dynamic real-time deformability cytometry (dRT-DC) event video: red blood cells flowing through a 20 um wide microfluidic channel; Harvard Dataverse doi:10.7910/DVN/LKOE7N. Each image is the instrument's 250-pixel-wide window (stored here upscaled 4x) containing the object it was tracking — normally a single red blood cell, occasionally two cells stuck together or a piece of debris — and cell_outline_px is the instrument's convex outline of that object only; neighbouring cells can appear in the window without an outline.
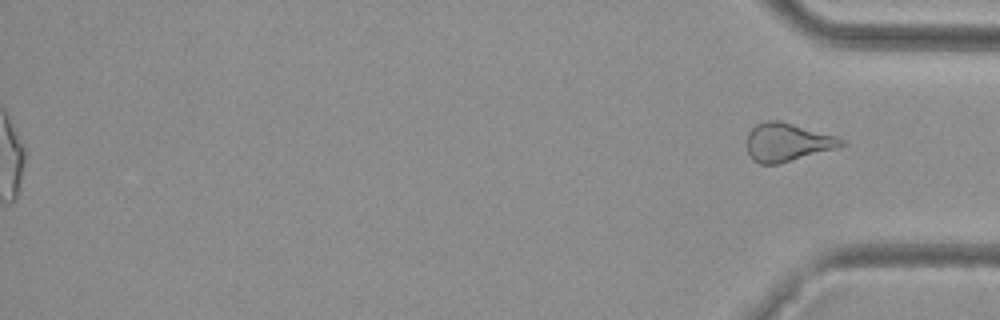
{"species": "common noctule bat (a hibernating species)", "species_latin": "Nyctalus noctula", "temperature_condition": "cold", "stored_images_in_passage": 45, "segment_of_instrument_passage": [2, 2], "camera_frame_rate_fps": 3000, "um_per_image_px": 0.085, "animal": {"sex": "female", "body_mass_g": 29.2, "forearm_length_mm": 56.3}, "frame": {"image": 1, "passage_image": 45, "time_ms": 14.667, "image_size_px": [1000, 320], "cell_outline_px": [[848, 144], [836, 148], [780, 164], [760, 164], [752, 160], [748, 152], [748, 132], [756, 124], [764, 120], [780, 120], [836, 136], [844, 140]], "centroid_in_image_um": [66.92, 12.09], "position_along_channel_um": 368.3, "area_um2": 21.15}}